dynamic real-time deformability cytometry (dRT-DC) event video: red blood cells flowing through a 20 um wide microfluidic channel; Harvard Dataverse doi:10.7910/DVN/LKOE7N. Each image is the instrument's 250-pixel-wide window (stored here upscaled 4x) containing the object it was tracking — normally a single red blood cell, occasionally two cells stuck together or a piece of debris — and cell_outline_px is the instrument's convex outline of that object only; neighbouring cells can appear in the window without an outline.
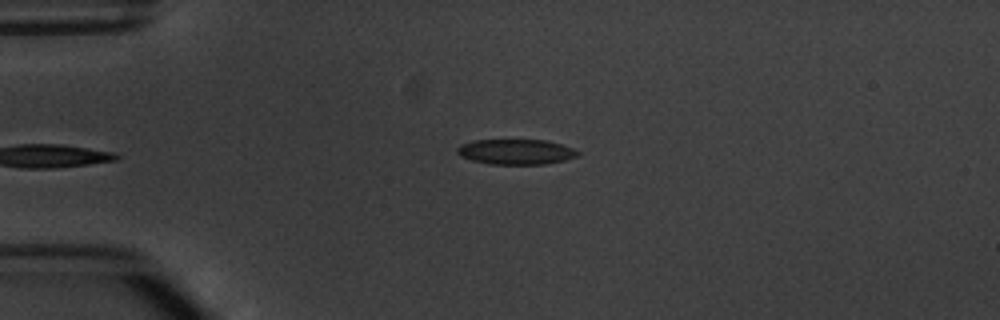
{"species": "common noctule bat (a hibernating species)", "species_latin": "Nyctalus noctula", "temperature_condition": "warm", "stored_images_in_passage": 6, "camera_frame_rate_fps": 3000, "um_per_image_px": 0.085, "animal": {"sex": "male", "body_mass_g": 20.1, "forearm_length_mm": 53.5}, "frame": {"image": 1, "passage_image": 6, "time_ms": 6.0, "image_size_px": [1000, 320], "cell_outline_px": [[580, 156], [564, 160], [544, 164], [492, 164], [472, 160], [460, 156], [456, 152], [456, 148], [460, 144], [472, 140], [544, 140], [560, 144], [572, 148], [580, 152]], "centroid_in_image_um": [43.83, 12.9], "position_along_channel_um": 41.2, "area_um2": 17.74}}